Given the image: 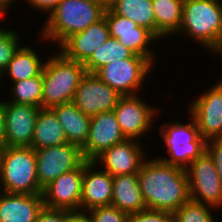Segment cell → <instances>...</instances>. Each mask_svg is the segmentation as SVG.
<instances>
[{"mask_svg": "<svg viewBox=\"0 0 222 222\" xmlns=\"http://www.w3.org/2000/svg\"><path fill=\"white\" fill-rule=\"evenodd\" d=\"M186 117L189 119L188 122L184 123L179 119L171 122L166 120L156 127L167 154L156 158L183 169L200 157L206 149V140L199 134L195 120L188 113Z\"/></svg>", "mask_w": 222, "mask_h": 222, "instance_id": "cell-5", "label": "cell"}, {"mask_svg": "<svg viewBox=\"0 0 222 222\" xmlns=\"http://www.w3.org/2000/svg\"><path fill=\"white\" fill-rule=\"evenodd\" d=\"M142 96L143 93L121 96L113 110L125 138L141 142L146 136L148 137V133L151 134L152 128L157 122L155 120L162 116L161 110L152 106L150 102L147 103L148 100L143 99ZM142 137L143 139H141Z\"/></svg>", "mask_w": 222, "mask_h": 222, "instance_id": "cell-8", "label": "cell"}, {"mask_svg": "<svg viewBox=\"0 0 222 222\" xmlns=\"http://www.w3.org/2000/svg\"><path fill=\"white\" fill-rule=\"evenodd\" d=\"M82 216L88 222H127L128 214L109 205L86 211Z\"/></svg>", "mask_w": 222, "mask_h": 222, "instance_id": "cell-31", "label": "cell"}, {"mask_svg": "<svg viewBox=\"0 0 222 222\" xmlns=\"http://www.w3.org/2000/svg\"><path fill=\"white\" fill-rule=\"evenodd\" d=\"M222 76L212 87L188 102L187 113L195 120L199 134L207 141L222 138ZM220 78V80H219Z\"/></svg>", "mask_w": 222, "mask_h": 222, "instance_id": "cell-10", "label": "cell"}, {"mask_svg": "<svg viewBox=\"0 0 222 222\" xmlns=\"http://www.w3.org/2000/svg\"><path fill=\"white\" fill-rule=\"evenodd\" d=\"M187 38L204 48L214 58H222V2L216 0H184L182 22L173 36Z\"/></svg>", "mask_w": 222, "mask_h": 222, "instance_id": "cell-2", "label": "cell"}, {"mask_svg": "<svg viewBox=\"0 0 222 222\" xmlns=\"http://www.w3.org/2000/svg\"><path fill=\"white\" fill-rule=\"evenodd\" d=\"M94 1L104 10H110L116 4L117 0H94Z\"/></svg>", "mask_w": 222, "mask_h": 222, "instance_id": "cell-38", "label": "cell"}, {"mask_svg": "<svg viewBox=\"0 0 222 222\" xmlns=\"http://www.w3.org/2000/svg\"><path fill=\"white\" fill-rule=\"evenodd\" d=\"M111 205L128 215L147 208L138 181V174L113 177Z\"/></svg>", "mask_w": 222, "mask_h": 222, "instance_id": "cell-22", "label": "cell"}, {"mask_svg": "<svg viewBox=\"0 0 222 222\" xmlns=\"http://www.w3.org/2000/svg\"><path fill=\"white\" fill-rule=\"evenodd\" d=\"M78 214L62 209L43 207L36 222H72Z\"/></svg>", "mask_w": 222, "mask_h": 222, "instance_id": "cell-33", "label": "cell"}, {"mask_svg": "<svg viewBox=\"0 0 222 222\" xmlns=\"http://www.w3.org/2000/svg\"><path fill=\"white\" fill-rule=\"evenodd\" d=\"M83 174L84 162L47 185L42 192L44 206L80 215Z\"/></svg>", "mask_w": 222, "mask_h": 222, "instance_id": "cell-14", "label": "cell"}, {"mask_svg": "<svg viewBox=\"0 0 222 222\" xmlns=\"http://www.w3.org/2000/svg\"><path fill=\"white\" fill-rule=\"evenodd\" d=\"M138 181L148 209L175 212L190 200L186 169L148 157L141 166Z\"/></svg>", "mask_w": 222, "mask_h": 222, "instance_id": "cell-1", "label": "cell"}, {"mask_svg": "<svg viewBox=\"0 0 222 222\" xmlns=\"http://www.w3.org/2000/svg\"><path fill=\"white\" fill-rule=\"evenodd\" d=\"M109 37V27L106 18L103 17L82 32L70 36L58 50L71 60L85 63Z\"/></svg>", "mask_w": 222, "mask_h": 222, "instance_id": "cell-19", "label": "cell"}, {"mask_svg": "<svg viewBox=\"0 0 222 222\" xmlns=\"http://www.w3.org/2000/svg\"><path fill=\"white\" fill-rule=\"evenodd\" d=\"M9 86V89L5 88L6 92L9 93L7 95H10L9 98H5L6 101L42 108V73L36 77L9 83Z\"/></svg>", "mask_w": 222, "mask_h": 222, "instance_id": "cell-28", "label": "cell"}, {"mask_svg": "<svg viewBox=\"0 0 222 222\" xmlns=\"http://www.w3.org/2000/svg\"><path fill=\"white\" fill-rule=\"evenodd\" d=\"M28 4L27 6L29 8H31V11L33 12V10L36 13H40V17H42V15H45L44 17L47 18V16L57 7V5L59 4V2L61 0H22ZM22 4L23 2L18 3V6L15 7V9H17V7H19V4Z\"/></svg>", "mask_w": 222, "mask_h": 222, "instance_id": "cell-35", "label": "cell"}, {"mask_svg": "<svg viewBox=\"0 0 222 222\" xmlns=\"http://www.w3.org/2000/svg\"><path fill=\"white\" fill-rule=\"evenodd\" d=\"M111 10L144 27L156 36V22L152 0H117Z\"/></svg>", "mask_w": 222, "mask_h": 222, "instance_id": "cell-26", "label": "cell"}, {"mask_svg": "<svg viewBox=\"0 0 222 222\" xmlns=\"http://www.w3.org/2000/svg\"><path fill=\"white\" fill-rule=\"evenodd\" d=\"M43 207L42 194H11L0 191V222H36Z\"/></svg>", "mask_w": 222, "mask_h": 222, "instance_id": "cell-20", "label": "cell"}, {"mask_svg": "<svg viewBox=\"0 0 222 222\" xmlns=\"http://www.w3.org/2000/svg\"><path fill=\"white\" fill-rule=\"evenodd\" d=\"M154 68L147 58H126L102 66L95 74L120 95H136L146 90L143 85H148L145 80H150Z\"/></svg>", "mask_w": 222, "mask_h": 222, "instance_id": "cell-7", "label": "cell"}, {"mask_svg": "<svg viewBox=\"0 0 222 222\" xmlns=\"http://www.w3.org/2000/svg\"><path fill=\"white\" fill-rule=\"evenodd\" d=\"M183 3L184 0H152L156 37L161 42L172 39L178 32L182 22Z\"/></svg>", "mask_w": 222, "mask_h": 222, "instance_id": "cell-25", "label": "cell"}, {"mask_svg": "<svg viewBox=\"0 0 222 222\" xmlns=\"http://www.w3.org/2000/svg\"><path fill=\"white\" fill-rule=\"evenodd\" d=\"M1 85H2V72H0V90H2L3 89V85H2V87H1ZM1 93V92H0Z\"/></svg>", "mask_w": 222, "mask_h": 222, "instance_id": "cell-41", "label": "cell"}, {"mask_svg": "<svg viewBox=\"0 0 222 222\" xmlns=\"http://www.w3.org/2000/svg\"><path fill=\"white\" fill-rule=\"evenodd\" d=\"M35 155L38 183L42 189L85 161L82 148L73 143L40 148L35 150Z\"/></svg>", "mask_w": 222, "mask_h": 222, "instance_id": "cell-11", "label": "cell"}, {"mask_svg": "<svg viewBox=\"0 0 222 222\" xmlns=\"http://www.w3.org/2000/svg\"><path fill=\"white\" fill-rule=\"evenodd\" d=\"M13 7L6 1V0H0V17L3 19H6L7 17H10L9 14H13V13H8V12H12L10 10H15L12 9ZM8 15V16H6Z\"/></svg>", "mask_w": 222, "mask_h": 222, "instance_id": "cell-37", "label": "cell"}, {"mask_svg": "<svg viewBox=\"0 0 222 222\" xmlns=\"http://www.w3.org/2000/svg\"><path fill=\"white\" fill-rule=\"evenodd\" d=\"M121 96L95 73H86L75 90L72 102L85 115L92 117L113 111Z\"/></svg>", "mask_w": 222, "mask_h": 222, "instance_id": "cell-13", "label": "cell"}, {"mask_svg": "<svg viewBox=\"0 0 222 222\" xmlns=\"http://www.w3.org/2000/svg\"><path fill=\"white\" fill-rule=\"evenodd\" d=\"M190 199L222 210V182L211 157L204 152L186 168Z\"/></svg>", "mask_w": 222, "mask_h": 222, "instance_id": "cell-9", "label": "cell"}, {"mask_svg": "<svg viewBox=\"0 0 222 222\" xmlns=\"http://www.w3.org/2000/svg\"><path fill=\"white\" fill-rule=\"evenodd\" d=\"M40 107L5 100L4 147H31Z\"/></svg>", "mask_w": 222, "mask_h": 222, "instance_id": "cell-16", "label": "cell"}, {"mask_svg": "<svg viewBox=\"0 0 222 222\" xmlns=\"http://www.w3.org/2000/svg\"><path fill=\"white\" fill-rule=\"evenodd\" d=\"M0 24V72H3L12 60L17 50L24 44L21 35L16 29ZM9 28V29H8ZM11 29V30H10Z\"/></svg>", "mask_w": 222, "mask_h": 222, "instance_id": "cell-30", "label": "cell"}, {"mask_svg": "<svg viewBox=\"0 0 222 222\" xmlns=\"http://www.w3.org/2000/svg\"><path fill=\"white\" fill-rule=\"evenodd\" d=\"M114 111L102 112L91 117L86 143L81 147L87 161H94L105 150L125 141Z\"/></svg>", "mask_w": 222, "mask_h": 222, "instance_id": "cell-17", "label": "cell"}, {"mask_svg": "<svg viewBox=\"0 0 222 222\" xmlns=\"http://www.w3.org/2000/svg\"><path fill=\"white\" fill-rule=\"evenodd\" d=\"M105 10L94 0H61L57 7L42 20L38 29L39 43H50L57 49L72 35L104 17ZM41 40V41H40Z\"/></svg>", "mask_w": 222, "mask_h": 222, "instance_id": "cell-3", "label": "cell"}, {"mask_svg": "<svg viewBox=\"0 0 222 222\" xmlns=\"http://www.w3.org/2000/svg\"><path fill=\"white\" fill-rule=\"evenodd\" d=\"M142 143L144 142L126 139L105 150L94 162L113 177L124 174H137L144 161L149 157L145 150L148 145L143 146L144 144Z\"/></svg>", "mask_w": 222, "mask_h": 222, "instance_id": "cell-15", "label": "cell"}, {"mask_svg": "<svg viewBox=\"0 0 222 222\" xmlns=\"http://www.w3.org/2000/svg\"><path fill=\"white\" fill-rule=\"evenodd\" d=\"M205 152L211 157L222 182V138L207 140Z\"/></svg>", "mask_w": 222, "mask_h": 222, "instance_id": "cell-34", "label": "cell"}, {"mask_svg": "<svg viewBox=\"0 0 222 222\" xmlns=\"http://www.w3.org/2000/svg\"><path fill=\"white\" fill-rule=\"evenodd\" d=\"M35 47L33 45L30 46V43L28 45L26 43L22 44L8 63L6 69L2 72L3 83H5V79L6 82L9 80L8 83H13L36 77L43 72L48 56L45 55V58H43V53L40 55V52L38 53Z\"/></svg>", "mask_w": 222, "mask_h": 222, "instance_id": "cell-21", "label": "cell"}, {"mask_svg": "<svg viewBox=\"0 0 222 222\" xmlns=\"http://www.w3.org/2000/svg\"><path fill=\"white\" fill-rule=\"evenodd\" d=\"M68 143L62 125L52 108H40L31 147L34 150Z\"/></svg>", "mask_w": 222, "mask_h": 222, "instance_id": "cell-24", "label": "cell"}, {"mask_svg": "<svg viewBox=\"0 0 222 222\" xmlns=\"http://www.w3.org/2000/svg\"><path fill=\"white\" fill-rule=\"evenodd\" d=\"M113 176L94 161H84L80 215L112 202Z\"/></svg>", "mask_w": 222, "mask_h": 222, "instance_id": "cell-18", "label": "cell"}, {"mask_svg": "<svg viewBox=\"0 0 222 222\" xmlns=\"http://www.w3.org/2000/svg\"><path fill=\"white\" fill-rule=\"evenodd\" d=\"M62 125L68 143L82 147L87 140L91 117L79 110L73 102L52 108Z\"/></svg>", "mask_w": 222, "mask_h": 222, "instance_id": "cell-23", "label": "cell"}, {"mask_svg": "<svg viewBox=\"0 0 222 222\" xmlns=\"http://www.w3.org/2000/svg\"><path fill=\"white\" fill-rule=\"evenodd\" d=\"M5 99L0 98V149L4 147L5 138Z\"/></svg>", "mask_w": 222, "mask_h": 222, "instance_id": "cell-36", "label": "cell"}, {"mask_svg": "<svg viewBox=\"0 0 222 222\" xmlns=\"http://www.w3.org/2000/svg\"><path fill=\"white\" fill-rule=\"evenodd\" d=\"M72 222H88L82 215H78Z\"/></svg>", "mask_w": 222, "mask_h": 222, "instance_id": "cell-39", "label": "cell"}, {"mask_svg": "<svg viewBox=\"0 0 222 222\" xmlns=\"http://www.w3.org/2000/svg\"><path fill=\"white\" fill-rule=\"evenodd\" d=\"M50 52L42 72V108L70 103L87 73L84 63L67 58L61 51Z\"/></svg>", "mask_w": 222, "mask_h": 222, "instance_id": "cell-4", "label": "cell"}, {"mask_svg": "<svg viewBox=\"0 0 222 222\" xmlns=\"http://www.w3.org/2000/svg\"><path fill=\"white\" fill-rule=\"evenodd\" d=\"M36 155L32 147L0 149V191L11 194H42Z\"/></svg>", "mask_w": 222, "mask_h": 222, "instance_id": "cell-6", "label": "cell"}, {"mask_svg": "<svg viewBox=\"0 0 222 222\" xmlns=\"http://www.w3.org/2000/svg\"><path fill=\"white\" fill-rule=\"evenodd\" d=\"M12 7H15L17 2H20V0H6Z\"/></svg>", "mask_w": 222, "mask_h": 222, "instance_id": "cell-40", "label": "cell"}, {"mask_svg": "<svg viewBox=\"0 0 222 222\" xmlns=\"http://www.w3.org/2000/svg\"><path fill=\"white\" fill-rule=\"evenodd\" d=\"M145 58L135 55L131 50L122 45L116 38L109 37L90 58L84 63L87 73H95L102 66L118 59Z\"/></svg>", "mask_w": 222, "mask_h": 222, "instance_id": "cell-27", "label": "cell"}, {"mask_svg": "<svg viewBox=\"0 0 222 222\" xmlns=\"http://www.w3.org/2000/svg\"><path fill=\"white\" fill-rule=\"evenodd\" d=\"M110 37L116 38L135 55L147 58L155 67L158 56L155 45L161 42L151 31L138 26L132 20L115 14L111 9L105 10ZM154 46V48H153ZM157 56V57H156ZM156 60V61H155Z\"/></svg>", "mask_w": 222, "mask_h": 222, "instance_id": "cell-12", "label": "cell"}, {"mask_svg": "<svg viewBox=\"0 0 222 222\" xmlns=\"http://www.w3.org/2000/svg\"><path fill=\"white\" fill-rule=\"evenodd\" d=\"M127 222H174V213L146 208L129 214Z\"/></svg>", "mask_w": 222, "mask_h": 222, "instance_id": "cell-32", "label": "cell"}, {"mask_svg": "<svg viewBox=\"0 0 222 222\" xmlns=\"http://www.w3.org/2000/svg\"><path fill=\"white\" fill-rule=\"evenodd\" d=\"M218 212L219 210L213 207L190 199L174 212V222H217Z\"/></svg>", "mask_w": 222, "mask_h": 222, "instance_id": "cell-29", "label": "cell"}]
</instances>
